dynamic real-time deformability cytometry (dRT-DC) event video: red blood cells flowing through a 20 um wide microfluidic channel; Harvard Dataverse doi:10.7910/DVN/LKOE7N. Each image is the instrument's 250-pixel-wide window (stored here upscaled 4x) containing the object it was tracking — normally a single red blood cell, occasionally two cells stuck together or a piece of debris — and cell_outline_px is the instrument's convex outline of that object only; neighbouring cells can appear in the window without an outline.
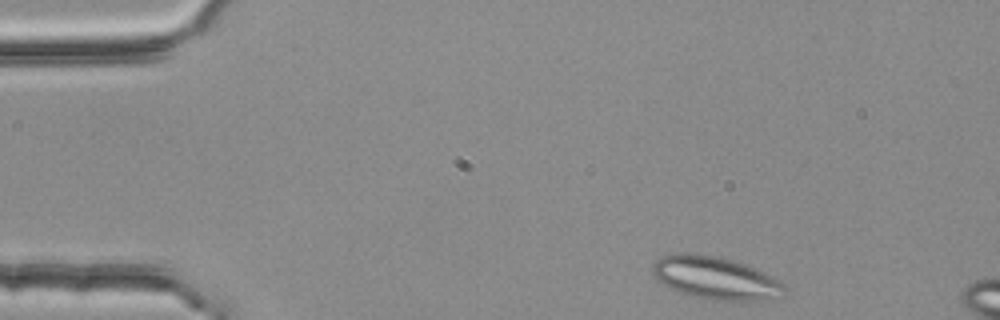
{"species": "common noctule bat (a hibernating species)", "species_latin": "Nyctalus noctula", "temperature_condition": "room temperature", "stored_images_in_passage": 4, "camera_frame_rate_fps": 3000, "um_per_image_px": 0.085, "animal": {"sex": "female", "body_mass_g": 25.1}, "frame": {"image": 1, "passage_image": 1, "time_ms": 0.0, "image_size_px": [1000, 320], "cell_outline_px": [[784, 296], [756, 300], [716, 300], [692, 296], [680, 292], [656, 280], [652, 276], [652, 264], [660, 256], [680, 252], [716, 256], [732, 260], [756, 268], [764, 272], [784, 284]], "centroid_in_image_um": [60.77, 23.61], "position_along_channel_um": 24.2, "area_um2": 32.6}}